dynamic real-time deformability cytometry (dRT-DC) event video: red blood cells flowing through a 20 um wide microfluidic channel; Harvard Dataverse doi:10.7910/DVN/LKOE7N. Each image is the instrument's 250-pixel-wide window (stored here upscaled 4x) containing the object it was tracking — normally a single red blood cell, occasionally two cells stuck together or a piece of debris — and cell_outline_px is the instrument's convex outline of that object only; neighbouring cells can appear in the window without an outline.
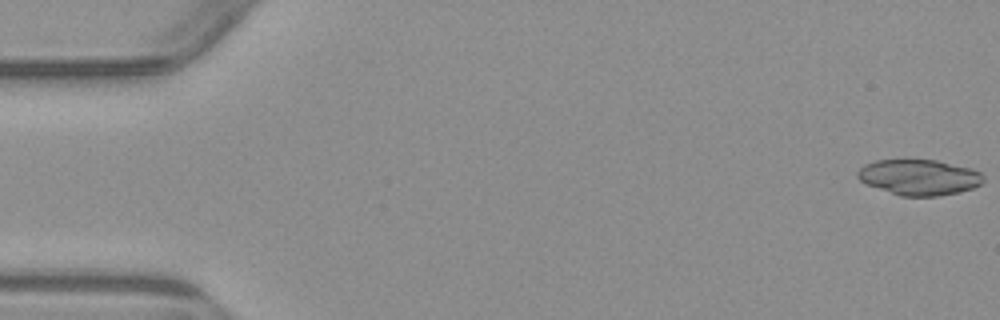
{"species": "common noctule bat (a hibernating species)", "species_latin": "Nyctalus noctula", "temperature_condition": "warm", "stored_images_in_passage": 6, "camera_frame_rate_fps": 3000, "um_per_image_px": 0.085, "animal": {"sex": "male", "body_mass_g": 23.1, "forearm_length_mm": 52.7}, "frame": {"image": 1, "passage_image": 1, "time_ms": 0.0, "image_size_px": [1000, 320], "cell_outline_px": [[984, 180], [980, 184], [972, 188], [960, 192], [940, 196], [900, 196], [868, 184], [860, 180], [856, 176], [856, 172], [864, 164], [876, 160], [936, 160], [972, 168], [980, 172], [984, 176]], "centroid_in_image_um": [78.14, 15.06], "position_along_channel_um": 6.9, "area_um2": 26.13}}
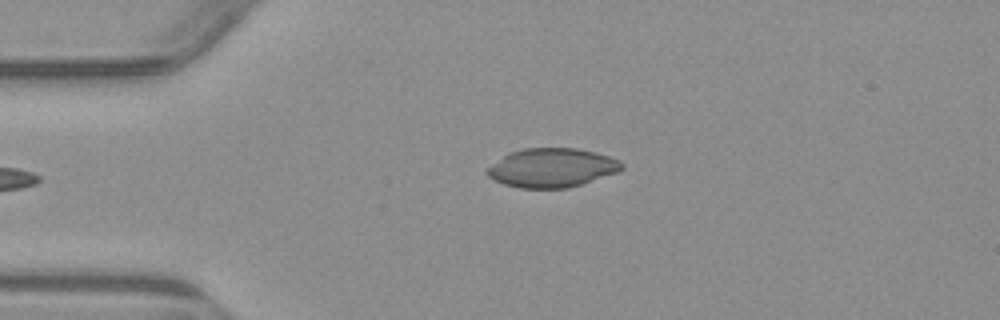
{"frame": {"image": 2, "passage_image": 6, "time_ms": 6.0, "image_size_px": [1000, 320], "cell_outline_px": [[624, 168], [616, 172], [568, 188], [520, 188], [504, 184], [488, 176], [484, 172], [492, 164], [508, 152], [524, 148], [576, 148], [596, 152], [620, 160], [624, 164]], "centroid_in_image_um": [46.9, 14.25], "position_along_channel_um": 38.1, "area_um2": 30.46}}